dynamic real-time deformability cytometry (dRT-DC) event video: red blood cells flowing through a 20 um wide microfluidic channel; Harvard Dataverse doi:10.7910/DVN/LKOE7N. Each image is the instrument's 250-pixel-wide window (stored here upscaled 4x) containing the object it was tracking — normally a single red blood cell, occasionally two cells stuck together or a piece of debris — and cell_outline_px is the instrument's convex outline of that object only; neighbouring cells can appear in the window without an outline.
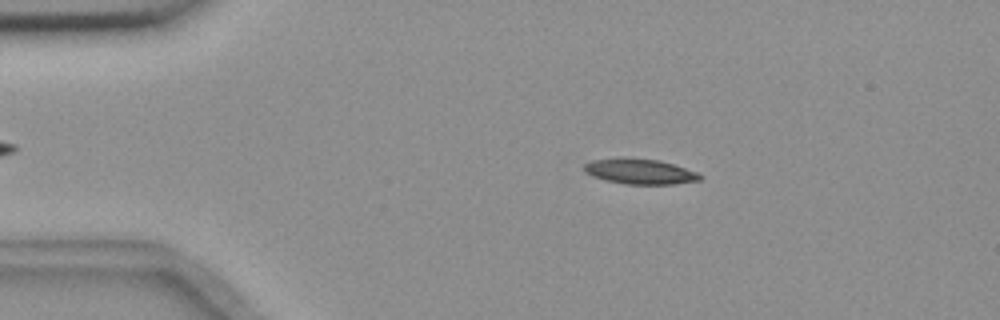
{"species": "common noctule bat (a hibernating species)", "species_latin": "Nyctalus noctula", "temperature_condition": "room temperature", "stored_images_in_passage": 4, "camera_frame_rate_fps": 3000, "um_per_image_px": 0.085, "animal": {"sex": "female", "body_mass_g": 18.4}, "frame": {"image": 1, "passage_image": 3, "time_ms": 0.667, "image_size_px": [1000, 320], "cell_outline_px": [[704, 176], [700, 180], [672, 184], [624, 184], [604, 180], [592, 176], [584, 172], [584, 164], [592, 160], [620, 156], [660, 160], [696, 172]], "centroid_in_image_um": [54.33, 14.56], "position_along_channel_um": 30.7, "area_um2": 17.34}}